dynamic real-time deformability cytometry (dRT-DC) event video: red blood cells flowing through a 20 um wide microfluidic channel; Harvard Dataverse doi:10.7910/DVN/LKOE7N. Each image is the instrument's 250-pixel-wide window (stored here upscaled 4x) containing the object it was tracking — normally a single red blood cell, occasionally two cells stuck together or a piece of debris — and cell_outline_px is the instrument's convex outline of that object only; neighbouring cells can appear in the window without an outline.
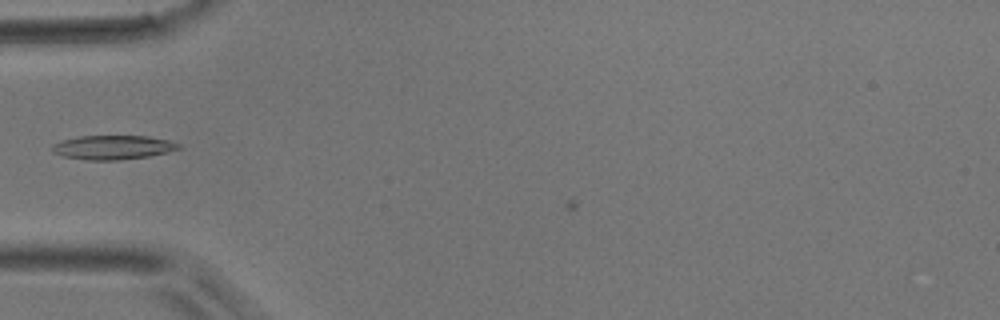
{"species": "common noctule bat (a hibernating species)", "species_latin": "Nyctalus noctula", "temperature_condition": "room temperature", "stored_images_in_passage": 11, "camera_frame_rate_fps": 3000, "um_per_image_px": 0.085, "animal": {"sex": "male", "body_mass_g": 17.9}, "frame": {"image": 1, "passage_image": 9, "time_ms": 2.667, "image_size_px": [1000, 320], "cell_outline_px": [[184, 148], [168, 152], [148, 156], [120, 160], [88, 160], [64, 156], [52, 152], [52, 144], [64, 140], [80, 136], [148, 136], [168, 140], [180, 144]], "centroid_in_image_um": [9.64, 12.52], "position_along_channel_um": 75.4, "area_um2": 17.74}}